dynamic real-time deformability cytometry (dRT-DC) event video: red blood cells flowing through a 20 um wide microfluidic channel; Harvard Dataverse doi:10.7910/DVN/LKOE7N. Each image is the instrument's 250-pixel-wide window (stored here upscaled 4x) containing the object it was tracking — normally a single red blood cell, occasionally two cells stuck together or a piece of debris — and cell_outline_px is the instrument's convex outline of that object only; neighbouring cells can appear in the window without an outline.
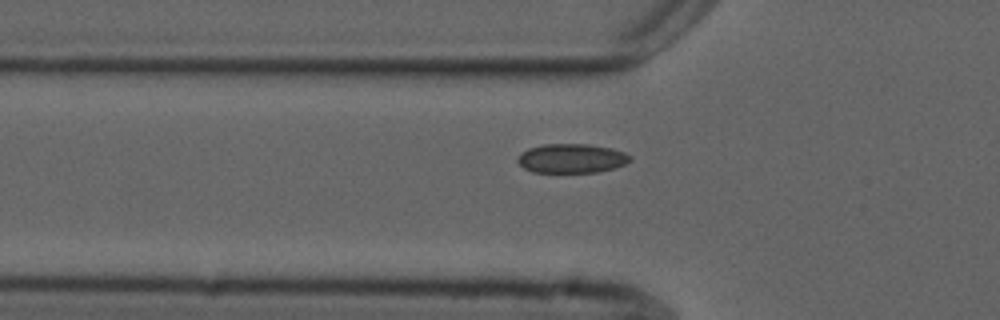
{"species": "common noctule bat (a hibernating species)", "species_latin": "Nyctalus noctula", "temperature_condition": "cold", "stored_images_in_passage": 41, "camera_frame_rate_fps": 3000, "um_per_image_px": 0.085, "animal": {"sex": "male", "forearm_length_mm": 52.5}, "frame": {"image": 1, "passage_image": 8, "time_ms": 2.333, "image_size_px": [1000, 320], "cell_outline_px": [[632, 160], [616, 168], [596, 172], [532, 172], [524, 168], [516, 160], [520, 152], [528, 148], [544, 144], [588, 144], [612, 148], [624, 152], [632, 156]], "centroid_in_image_um": [48.59, 13.46], "position_along_channel_um": 77.2, "area_um2": 19.31}}
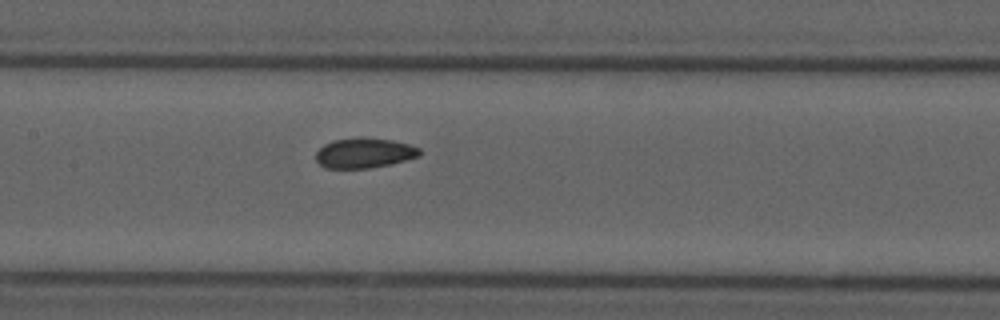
{"frame": {"image": 2, "passage_image": 16, "time_ms": 5.0, "image_size_px": [1000, 320], "cell_outline_px": [[424, 152], [420, 156], [392, 164], [368, 168], [324, 168], [316, 160], [316, 152], [324, 144], [332, 140], [360, 136], [392, 140], [408, 144], [420, 148]], "centroid_in_image_um": [30.99, 12.99], "position_along_channel_um": 176.4, "area_um2": 18.5}}
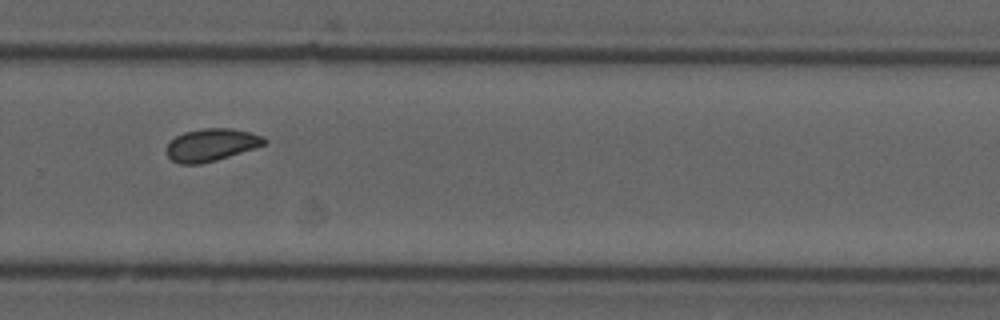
{"frame": {"image": 3, "passage_image": 27, "time_ms": 8.667, "image_size_px": [1000, 320], "cell_outline_px": [[268, 140], [264, 144], [216, 160], [200, 164], [180, 164], [172, 160], [168, 156], [168, 144], [176, 136], [184, 132], [204, 128], [232, 128], [252, 132], [264, 136]], "centroid_in_image_um": [17.98, 12.3], "position_along_channel_um": 311.8, "area_um2": 18.26}, "authors_computed_cell_mechanics": {"area_um2": 18.3804, "velocity_mm_per_s": 3.7084, "shape_relaxation_time_tau1_ms": null, "shape_relaxation_time_tau2_ms": 1.7891, "deformation_change_tau1": null, "deformation_change_tau2": 0.0479}}